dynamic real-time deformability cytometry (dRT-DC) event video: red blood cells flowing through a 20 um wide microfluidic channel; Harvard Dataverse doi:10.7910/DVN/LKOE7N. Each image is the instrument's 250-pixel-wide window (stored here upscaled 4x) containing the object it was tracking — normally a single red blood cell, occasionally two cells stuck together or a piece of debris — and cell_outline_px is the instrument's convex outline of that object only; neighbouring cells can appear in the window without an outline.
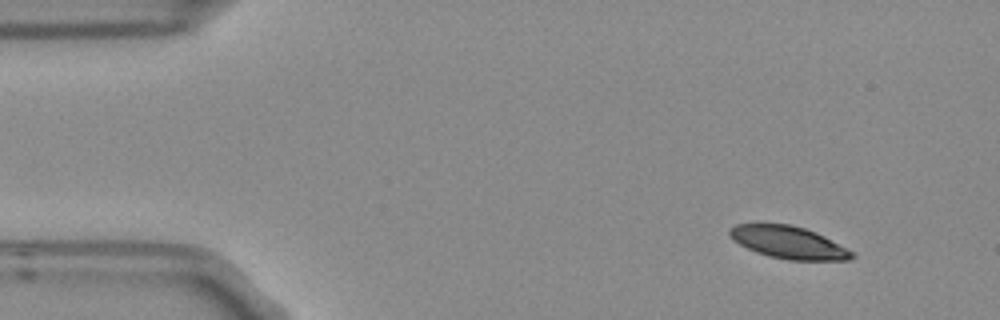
{"species": "Egyptian fruit bat (a non-hibernating species)", "species_latin": "Rousettus aegyptiacus", "temperature_condition": "room temperature", "stored_images_in_passage": 4, "camera_frame_rate_fps": 3000, "um_per_image_px": 0.085, "frame": {"image": 1, "passage_image": 1, "time_ms": 0.0, "image_size_px": [1000, 320], "cell_outline_px": [[856, 256], [848, 260], [788, 260], [756, 252], [740, 244], [728, 232], [736, 224], [756, 220], [792, 224], [816, 232], [824, 236], [852, 252]], "centroid_in_image_um": [66.97, 20.55], "position_along_channel_um": 18.0, "area_um2": 23.35}}